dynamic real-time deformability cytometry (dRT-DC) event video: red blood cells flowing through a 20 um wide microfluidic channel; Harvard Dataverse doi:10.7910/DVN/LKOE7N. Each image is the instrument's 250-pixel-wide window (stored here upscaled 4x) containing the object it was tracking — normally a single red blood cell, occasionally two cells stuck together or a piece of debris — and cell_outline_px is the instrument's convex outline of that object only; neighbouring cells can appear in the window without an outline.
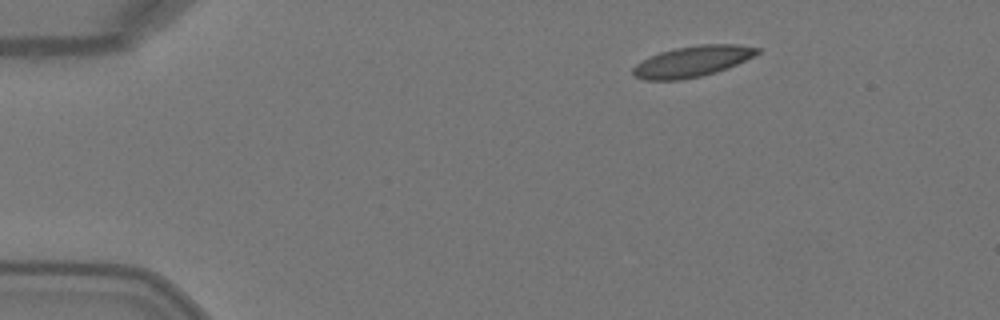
{"species": "Egyptian fruit bat (a non-hibernating species)", "species_latin": "Rousettus aegyptiacus", "temperature_condition": "warm", "stored_images_in_passage": 43, "camera_frame_rate_fps": 3000, "um_per_image_px": 0.085, "animal": {"sex": "female"}, "frame": {"image": 1, "passage_image": 1, "time_ms": 0.0, "image_size_px": [1000, 320], "cell_outline_px": [[760, 52], [728, 68], [716, 72], [700, 76], [680, 80], [644, 80], [632, 76], [632, 68], [636, 64], [660, 52], [676, 48], [700, 44], [740, 44], [760, 48]], "centroid_in_image_um": [58.84, 5.22], "position_along_channel_um": 26.2, "area_um2": 22.25}}
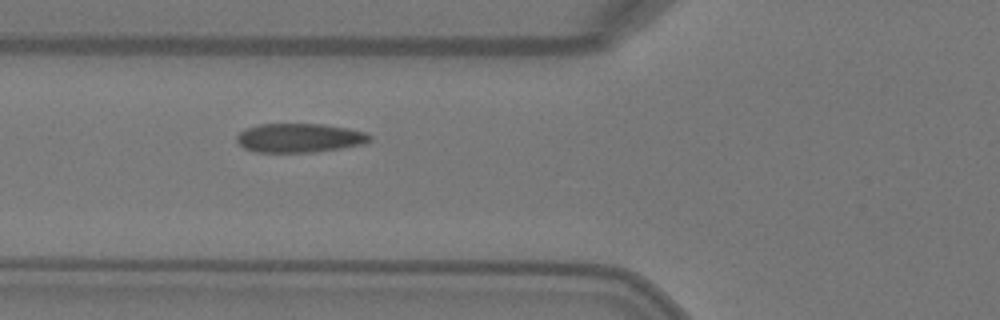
{"frame": {"image": 2, "passage_image": 12, "time_ms": 3.667, "image_size_px": [1000, 320], "cell_outline_px": [[372, 140], [364, 144], [340, 148], [312, 152], [256, 152], [244, 148], [236, 140], [236, 136], [244, 128], [260, 124], [320, 124], [348, 128], [368, 132], [372, 136]], "centroid_in_image_um": [25.47, 11.72], "position_along_channel_um": 100.3, "area_um2": 22.6}}
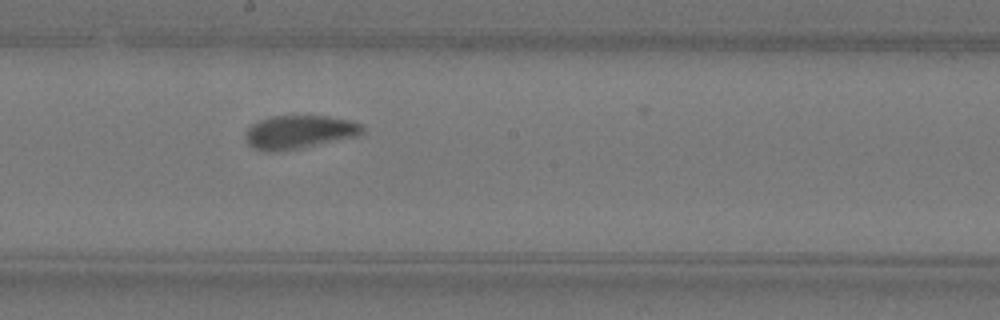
{"frame": {"image": 3, "passage_image": 21, "time_ms": 6.667, "image_size_px": [1000, 320], "cell_outline_px": [[364, 132], [356, 136], [300, 148], [272, 152], [264, 152], [248, 144], [244, 136], [244, 132], [252, 124], [260, 120], [272, 116], [328, 116], [352, 120], [364, 124]], "centroid_in_image_um": [25.44, 11.21], "position_along_channel_um": 222.8, "area_um2": 22.83}, "authors_computed_cell_mechanics": {"area_um2": 22.5998, "velocity_mm_per_s": 4.073, "shape_relaxation_time_tau1_ms": 2.9243, "shape_relaxation_time_tau2_ms": null, "deformation_change_tau1": 0.1163, "deformation_change_tau2": null}}